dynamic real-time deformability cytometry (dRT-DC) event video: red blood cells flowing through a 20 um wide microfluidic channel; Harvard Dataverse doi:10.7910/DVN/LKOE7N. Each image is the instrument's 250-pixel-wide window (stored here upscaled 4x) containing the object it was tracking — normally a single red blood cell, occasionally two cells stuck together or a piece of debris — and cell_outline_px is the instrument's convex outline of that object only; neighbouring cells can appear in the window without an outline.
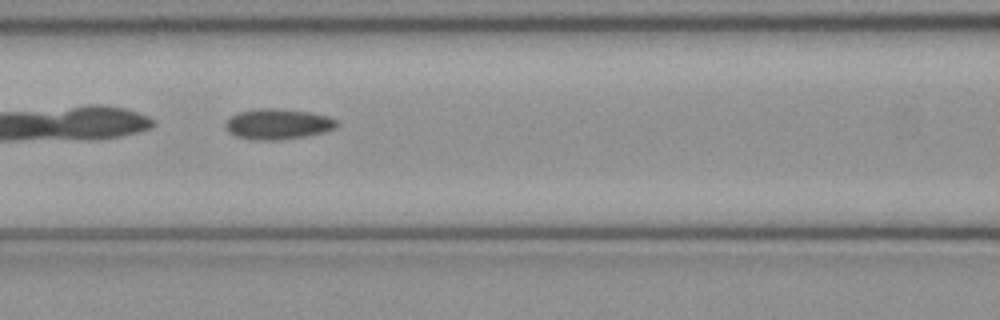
{"species": "common noctule bat (a hibernating species)", "species_latin": "Nyctalus noctula", "temperature_condition": "cold", "stored_images_in_passage": 49, "camera_frame_rate_fps": 3000, "um_per_image_px": 0.085, "animal": {"sex": "female", "body_mass_g": 21.9}, "frame": {"image": 1, "passage_image": 22, "time_ms": 7.0, "image_size_px": [1000, 320], "cell_outline_px": [[336, 128], [324, 132], [304, 136], [276, 140], [252, 140], [236, 136], [228, 132], [224, 124], [232, 116], [240, 112], [260, 108], [272, 108], [308, 112], [324, 116], [336, 120]], "centroid_in_image_um": [23.57, 10.56], "position_along_channel_um": 143.0, "area_um2": 19.42}}
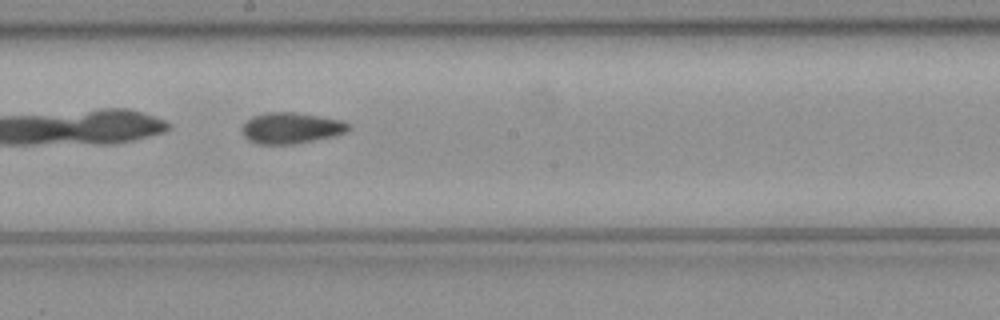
{"frame": {"image": 2, "passage_image": 28, "time_ms": 9.0, "image_size_px": [1000, 320], "cell_outline_px": [[348, 128], [344, 132], [332, 136], [296, 144], [256, 144], [248, 140], [240, 132], [240, 128], [244, 120], [252, 116], [268, 112], [296, 112], [320, 116], [340, 120], [348, 124]], "centroid_in_image_um": [24.63, 10.88], "position_along_channel_um": 223.6, "area_um2": 19.36}}
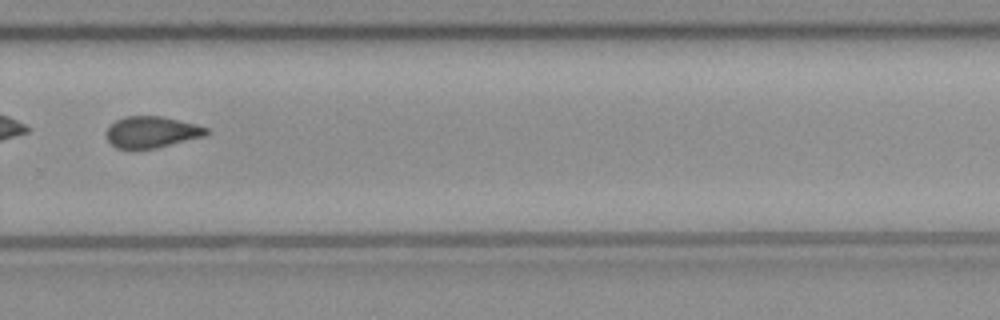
{"frame": {"image": 3, "passage_image": 35, "time_ms": 11.333, "image_size_px": [1000, 320], "cell_outline_px": [[208, 132], [204, 136], [156, 148], [132, 152], [116, 148], [104, 136], [104, 132], [116, 120], [124, 116], [160, 116], [196, 124], [208, 128]], "centroid_in_image_um": [12.81, 11.26], "position_along_channel_um": 317.0, "area_um2": 18.73}, "authors_computed_cell_mechanics": {"area_um2": 19.5364, "velocity_mm_per_s": 4.0272, "shape_relaxation_time_tau1_ms": null, "shape_relaxation_time_tau2_ms": 4.3551, "deformation_change_tau1": null, "deformation_change_tau2": 0.1117}}